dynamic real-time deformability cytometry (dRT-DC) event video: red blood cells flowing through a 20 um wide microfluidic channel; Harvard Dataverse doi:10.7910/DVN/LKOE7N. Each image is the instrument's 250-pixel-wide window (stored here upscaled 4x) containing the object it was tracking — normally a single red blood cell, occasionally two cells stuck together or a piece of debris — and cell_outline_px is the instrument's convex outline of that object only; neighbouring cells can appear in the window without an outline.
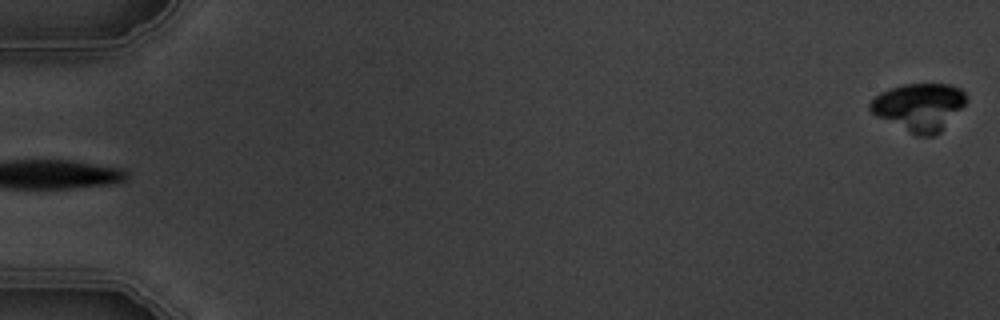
{"species": "common noctule bat (a hibernating species)", "species_latin": "Nyctalus noctula", "temperature_condition": "warm", "stored_images_in_passage": 3, "segment_of_instrument_passage": [2, 2], "camera_frame_rate_fps": 3000, "um_per_image_px": 0.085, "animal": {"sex": "male", "body_mass_g": 19.5, "forearm_length_mm": 54.6}, "frame": {"image": 1, "passage_image": 3, "time_ms": 2.333, "image_size_px": [1000, 320], "cell_outline_px": [[968, 100], [940, 132], [932, 136], [916, 136], [876, 116], [868, 108], [868, 104], [880, 92], [904, 84], [952, 84], [960, 88], [964, 92]], "centroid_in_image_um": [78.13, 9.09], "position_along_channel_um": 6.9, "area_um2": 26.59}}